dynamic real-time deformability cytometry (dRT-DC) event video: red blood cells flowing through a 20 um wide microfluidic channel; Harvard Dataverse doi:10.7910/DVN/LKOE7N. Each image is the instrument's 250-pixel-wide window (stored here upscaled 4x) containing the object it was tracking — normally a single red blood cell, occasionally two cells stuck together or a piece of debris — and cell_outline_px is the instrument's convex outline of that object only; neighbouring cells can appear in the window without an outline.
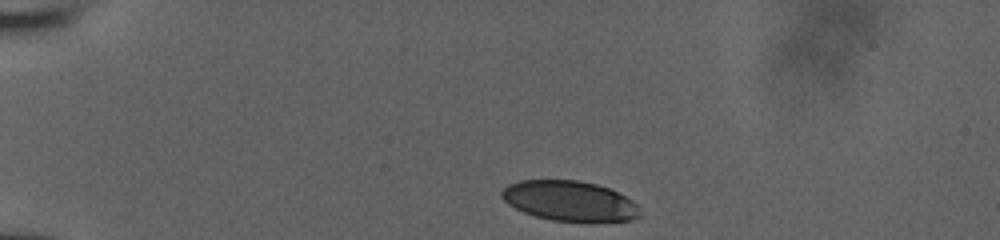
{"species": "human", "species_latin": "Homo sapiens", "temperature_condition": "room temperature", "stored_images_in_passage": 34, "camera_frame_rate_fps": 3000, "um_per_image_px": 0.085, "donor": {"sex": "male"}, "frame": {"image": 1, "passage_image": 1, "time_ms": 0.0, "image_size_px": [1000, 240], "cell_outline_px": [[640, 216], [632, 220], [592, 224], [584, 224], [552, 220], [536, 216], [524, 212], [508, 204], [500, 196], [500, 192], [508, 184], [520, 180], [576, 180], [596, 184], [608, 188], [632, 200], [640, 208]], "centroid_in_image_um": [48.45, 17.12], "position_along_channel_um": 36.6, "area_um2": 33.06}}
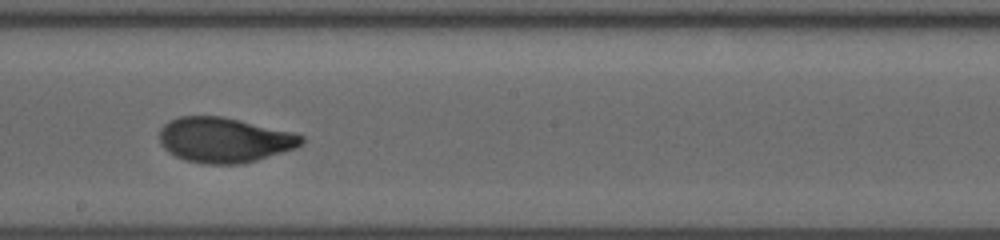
{"frame": {"image": 2, "passage_image": 20, "time_ms": 6.333, "image_size_px": [1000, 240], "cell_outline_px": [[304, 140], [296, 148], [256, 160], [240, 164], [204, 164], [184, 160], [168, 152], [160, 144], [160, 128], [168, 120], [180, 116], [224, 116], [296, 132], [304, 136]], "centroid_in_image_um": [19.07, 11.88], "position_along_channel_um": 229.1, "area_um2": 37.69}}
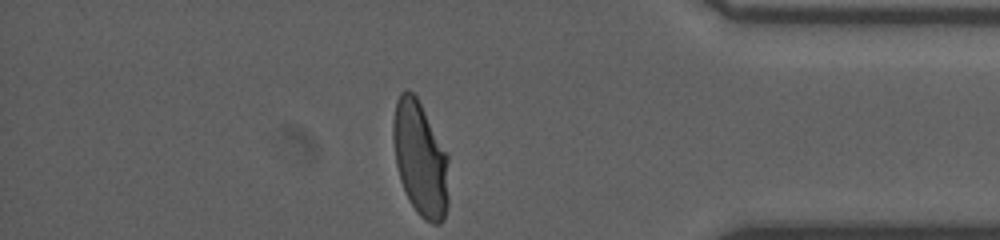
{"frame": {"image": 3, "passage_image": 34, "time_ms": 11.0, "image_size_px": [1000, 240], "cell_outline_px": [[448, 208], [444, 220], [440, 224], [432, 224], [424, 220], [416, 212], [408, 200], [400, 180], [396, 164], [392, 136], [392, 120], [396, 100], [400, 92], [404, 88], [408, 88], [416, 96], [448, 156]], "centroid_in_image_um": [35.71, 13.53], "position_along_channel_um": 399.5, "area_um2": 37.51}}